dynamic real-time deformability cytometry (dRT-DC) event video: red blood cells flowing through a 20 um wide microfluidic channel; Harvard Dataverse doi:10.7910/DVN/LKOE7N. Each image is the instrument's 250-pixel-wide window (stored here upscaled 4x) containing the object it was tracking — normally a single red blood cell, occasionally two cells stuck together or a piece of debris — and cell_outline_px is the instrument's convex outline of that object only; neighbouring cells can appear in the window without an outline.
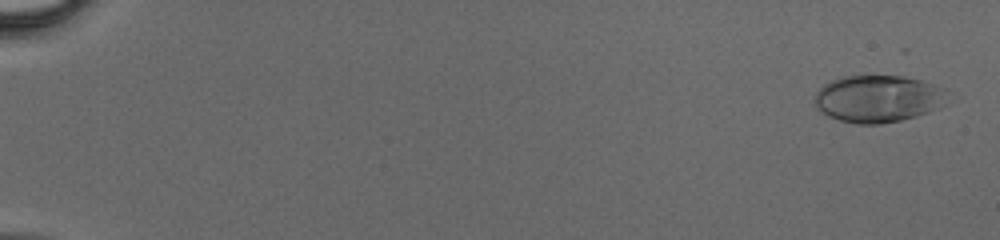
{"species": "human", "species_latin": "Homo sapiens", "temperature_condition": "cold", "stored_images_in_passage": 45, "camera_frame_rate_fps": 3000, "um_per_image_px": 0.085, "donor": {"sex": "male"}, "frame": {"image": 1, "passage_image": 2, "time_ms": 0.333, "image_size_px": [1000, 240], "cell_outline_px": [[948, 88], [944, 104], [940, 108], [916, 116], [900, 120], [880, 124], [856, 124], [840, 120], [828, 116], [816, 108], [816, 92], [824, 84], [832, 80], [844, 76], [904, 76], [920, 80]], "centroid_in_image_um": [74.66, 8.39], "position_along_channel_um": 10.3, "area_um2": 36.53}}
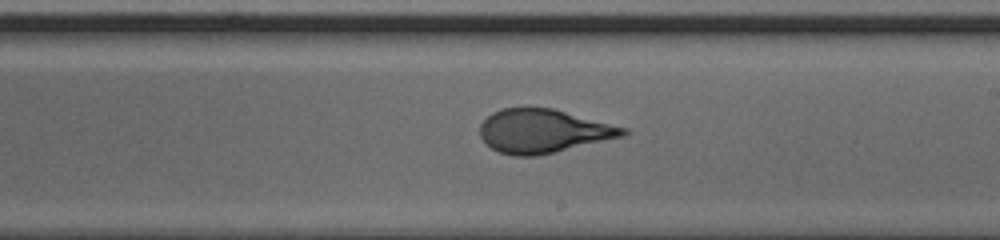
{"frame": {"image": 2, "passage_image": 30, "time_ms": 9.667, "image_size_px": [1000, 240], "cell_outline_px": [[632, 132], [624, 136], [556, 152], [536, 156], [512, 156], [500, 152], [484, 144], [480, 136], [480, 124], [492, 112], [504, 108], [528, 104], [552, 108], [628, 128]], "centroid_in_image_um": [46.16, 11.11], "position_along_channel_um": 242.8, "area_um2": 37.22}}
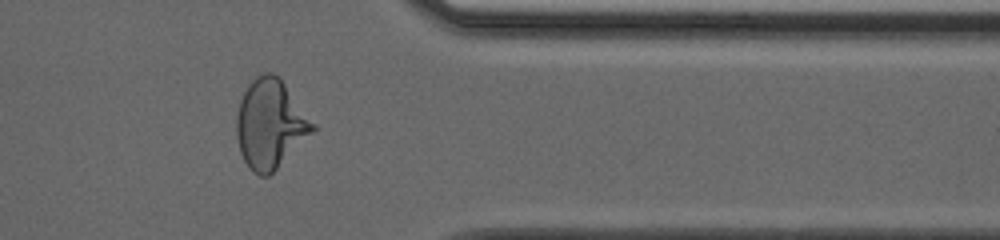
{"frame": {"image": 3, "passage_image": 40, "time_ms": 13.0, "image_size_px": [1000, 240], "cell_outline_px": [[316, 128], [268, 176], [260, 176], [252, 172], [248, 168], [240, 152], [236, 136], [236, 116], [240, 100], [248, 84], [256, 76], [264, 72], [272, 72], [280, 76], [316, 124]], "centroid_in_image_um": [22.96, 10.5], "position_along_channel_um": 388.4, "area_um2": 39.48}}